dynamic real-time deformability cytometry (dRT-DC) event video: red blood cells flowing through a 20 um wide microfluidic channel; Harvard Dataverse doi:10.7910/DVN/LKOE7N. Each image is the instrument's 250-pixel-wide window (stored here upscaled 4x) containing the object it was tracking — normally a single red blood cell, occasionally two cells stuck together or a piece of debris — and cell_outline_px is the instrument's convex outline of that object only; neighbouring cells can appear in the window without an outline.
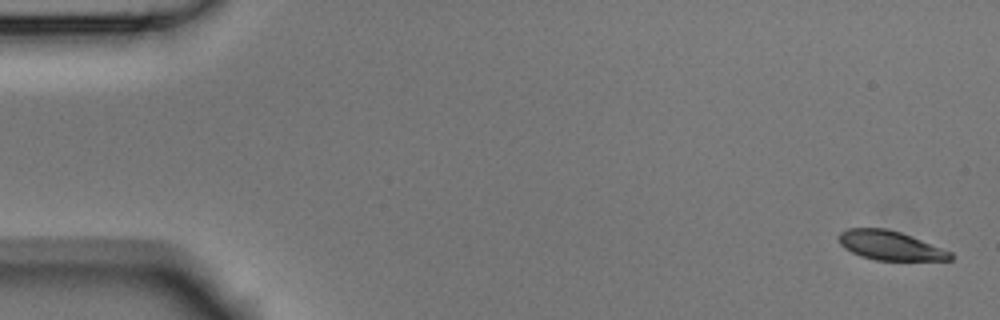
{"species": "Egyptian fruit bat (a non-hibernating species)", "species_latin": "Rousettus aegyptiacus", "temperature_condition": "room temperature", "stored_images_in_passage": 4, "camera_frame_rate_fps": 3000, "um_per_image_px": 0.085, "animal": {"sex": "male"}, "frame": {"image": 1, "passage_image": 1, "time_ms": 0.0, "image_size_px": [1000, 320], "cell_outline_px": [[956, 256], [952, 260], [876, 260], [860, 256], [844, 248], [840, 244], [836, 236], [840, 232], [848, 228], [884, 228], [900, 232], [952, 252]], "centroid_in_image_um": [75.64, 20.87], "position_along_channel_um": 9.4, "area_um2": 19.02}}
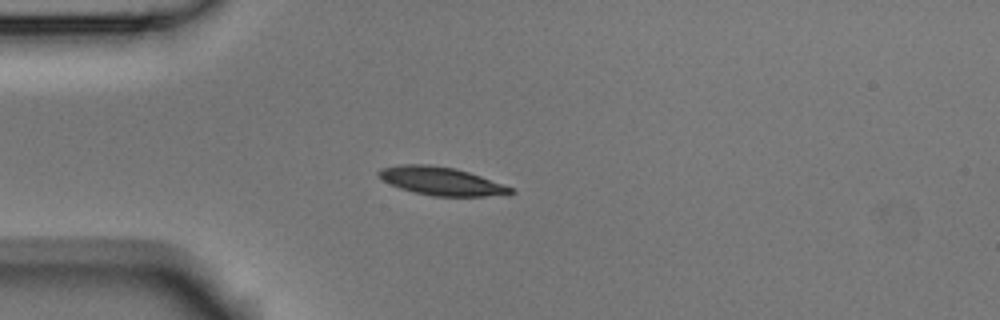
{"frame": {"image": 2, "passage_image": 4, "time_ms": 1.0, "image_size_px": [1000, 320], "cell_outline_px": [[516, 192], [508, 196], [432, 196], [412, 192], [400, 188], [376, 176], [376, 172], [380, 168], [400, 164], [428, 164], [456, 168], [516, 188]], "centroid_in_image_um": [37.56, 15.4], "position_along_channel_um": 47.4, "area_um2": 22.08}}